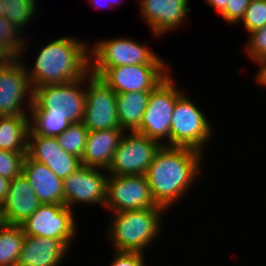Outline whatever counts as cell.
I'll use <instances>...</instances> for the list:
<instances>
[{"label":"cell","instance_id":"obj_1","mask_svg":"<svg viewBox=\"0 0 266 266\" xmlns=\"http://www.w3.org/2000/svg\"><path fill=\"white\" fill-rule=\"evenodd\" d=\"M203 155L187 147L163 145L160 148L145 174L157 205L168 210L187 195L195 179L202 174Z\"/></svg>","mask_w":266,"mask_h":266},{"label":"cell","instance_id":"obj_2","mask_svg":"<svg viewBox=\"0 0 266 266\" xmlns=\"http://www.w3.org/2000/svg\"><path fill=\"white\" fill-rule=\"evenodd\" d=\"M78 38L59 37L43 46L34 67L26 66L32 87L69 83L90 72V47Z\"/></svg>","mask_w":266,"mask_h":266},{"label":"cell","instance_id":"obj_3","mask_svg":"<svg viewBox=\"0 0 266 266\" xmlns=\"http://www.w3.org/2000/svg\"><path fill=\"white\" fill-rule=\"evenodd\" d=\"M163 207L114 212L107 234L114 251L144 253L161 231Z\"/></svg>","mask_w":266,"mask_h":266},{"label":"cell","instance_id":"obj_4","mask_svg":"<svg viewBox=\"0 0 266 266\" xmlns=\"http://www.w3.org/2000/svg\"><path fill=\"white\" fill-rule=\"evenodd\" d=\"M84 83L85 77L69 83L32 87V106L28 115L57 116L72 123L82 122L86 102Z\"/></svg>","mask_w":266,"mask_h":266},{"label":"cell","instance_id":"obj_5","mask_svg":"<svg viewBox=\"0 0 266 266\" xmlns=\"http://www.w3.org/2000/svg\"><path fill=\"white\" fill-rule=\"evenodd\" d=\"M175 84V81L169 74L151 90L140 126L134 131L169 147L170 126L175 103L184 93Z\"/></svg>","mask_w":266,"mask_h":266},{"label":"cell","instance_id":"obj_6","mask_svg":"<svg viewBox=\"0 0 266 266\" xmlns=\"http://www.w3.org/2000/svg\"><path fill=\"white\" fill-rule=\"evenodd\" d=\"M211 125L206 114L183 93L176 100L172 115L170 147L192 148L204 154V148L213 134Z\"/></svg>","mask_w":266,"mask_h":266},{"label":"cell","instance_id":"obj_7","mask_svg":"<svg viewBox=\"0 0 266 266\" xmlns=\"http://www.w3.org/2000/svg\"><path fill=\"white\" fill-rule=\"evenodd\" d=\"M168 64H138L116 67H90L116 94L151 91L169 74Z\"/></svg>","mask_w":266,"mask_h":266},{"label":"cell","instance_id":"obj_8","mask_svg":"<svg viewBox=\"0 0 266 266\" xmlns=\"http://www.w3.org/2000/svg\"><path fill=\"white\" fill-rule=\"evenodd\" d=\"M132 38H110L93 43L90 50V67H116L138 64H167L147 45Z\"/></svg>","mask_w":266,"mask_h":266},{"label":"cell","instance_id":"obj_9","mask_svg":"<svg viewBox=\"0 0 266 266\" xmlns=\"http://www.w3.org/2000/svg\"><path fill=\"white\" fill-rule=\"evenodd\" d=\"M162 143L137 132L123 134L113 154L109 175H145Z\"/></svg>","mask_w":266,"mask_h":266},{"label":"cell","instance_id":"obj_10","mask_svg":"<svg viewBox=\"0 0 266 266\" xmlns=\"http://www.w3.org/2000/svg\"><path fill=\"white\" fill-rule=\"evenodd\" d=\"M73 214L63 204H41L20 226L25 236L60 239L71 249V241L78 232Z\"/></svg>","mask_w":266,"mask_h":266},{"label":"cell","instance_id":"obj_11","mask_svg":"<svg viewBox=\"0 0 266 266\" xmlns=\"http://www.w3.org/2000/svg\"><path fill=\"white\" fill-rule=\"evenodd\" d=\"M21 58L13 57L0 66V116L27 115L25 103L30 112L33 88Z\"/></svg>","mask_w":266,"mask_h":266},{"label":"cell","instance_id":"obj_12","mask_svg":"<svg viewBox=\"0 0 266 266\" xmlns=\"http://www.w3.org/2000/svg\"><path fill=\"white\" fill-rule=\"evenodd\" d=\"M85 83L84 126L89 131L120 128L116 93L90 72L85 76Z\"/></svg>","mask_w":266,"mask_h":266},{"label":"cell","instance_id":"obj_13","mask_svg":"<svg viewBox=\"0 0 266 266\" xmlns=\"http://www.w3.org/2000/svg\"><path fill=\"white\" fill-rule=\"evenodd\" d=\"M162 207L154 201L145 175H108L105 207L112 213Z\"/></svg>","mask_w":266,"mask_h":266},{"label":"cell","instance_id":"obj_14","mask_svg":"<svg viewBox=\"0 0 266 266\" xmlns=\"http://www.w3.org/2000/svg\"><path fill=\"white\" fill-rule=\"evenodd\" d=\"M107 179L105 169L82 165L63 180L64 205L71 210L77 203L105 206Z\"/></svg>","mask_w":266,"mask_h":266},{"label":"cell","instance_id":"obj_15","mask_svg":"<svg viewBox=\"0 0 266 266\" xmlns=\"http://www.w3.org/2000/svg\"><path fill=\"white\" fill-rule=\"evenodd\" d=\"M26 155L46 165L62 180L82 166L81 159L63 150L52 136L28 135Z\"/></svg>","mask_w":266,"mask_h":266},{"label":"cell","instance_id":"obj_16","mask_svg":"<svg viewBox=\"0 0 266 266\" xmlns=\"http://www.w3.org/2000/svg\"><path fill=\"white\" fill-rule=\"evenodd\" d=\"M189 0H139L144 22L148 23L151 33L161 37L184 23L191 11Z\"/></svg>","mask_w":266,"mask_h":266},{"label":"cell","instance_id":"obj_17","mask_svg":"<svg viewBox=\"0 0 266 266\" xmlns=\"http://www.w3.org/2000/svg\"><path fill=\"white\" fill-rule=\"evenodd\" d=\"M69 249L60 239L25 236L16 266H60Z\"/></svg>","mask_w":266,"mask_h":266},{"label":"cell","instance_id":"obj_18","mask_svg":"<svg viewBox=\"0 0 266 266\" xmlns=\"http://www.w3.org/2000/svg\"><path fill=\"white\" fill-rule=\"evenodd\" d=\"M2 203L10 225H20L42 204L23 173L11 180L8 194Z\"/></svg>","mask_w":266,"mask_h":266},{"label":"cell","instance_id":"obj_19","mask_svg":"<svg viewBox=\"0 0 266 266\" xmlns=\"http://www.w3.org/2000/svg\"><path fill=\"white\" fill-rule=\"evenodd\" d=\"M22 173L28 179L42 204L64 205L63 180L46 165L26 155Z\"/></svg>","mask_w":266,"mask_h":266},{"label":"cell","instance_id":"obj_20","mask_svg":"<svg viewBox=\"0 0 266 266\" xmlns=\"http://www.w3.org/2000/svg\"><path fill=\"white\" fill-rule=\"evenodd\" d=\"M124 133L121 128L89 131L81 164L107 170Z\"/></svg>","mask_w":266,"mask_h":266},{"label":"cell","instance_id":"obj_21","mask_svg":"<svg viewBox=\"0 0 266 266\" xmlns=\"http://www.w3.org/2000/svg\"><path fill=\"white\" fill-rule=\"evenodd\" d=\"M151 91L123 92L116 94L120 128L135 131L141 123Z\"/></svg>","mask_w":266,"mask_h":266},{"label":"cell","instance_id":"obj_22","mask_svg":"<svg viewBox=\"0 0 266 266\" xmlns=\"http://www.w3.org/2000/svg\"><path fill=\"white\" fill-rule=\"evenodd\" d=\"M30 117L0 116V150L27 152Z\"/></svg>","mask_w":266,"mask_h":266},{"label":"cell","instance_id":"obj_23","mask_svg":"<svg viewBox=\"0 0 266 266\" xmlns=\"http://www.w3.org/2000/svg\"><path fill=\"white\" fill-rule=\"evenodd\" d=\"M24 238L20 225L8 224L0 231V266H16Z\"/></svg>","mask_w":266,"mask_h":266},{"label":"cell","instance_id":"obj_24","mask_svg":"<svg viewBox=\"0 0 266 266\" xmlns=\"http://www.w3.org/2000/svg\"><path fill=\"white\" fill-rule=\"evenodd\" d=\"M3 2L4 16L21 31L32 22L37 13L36 0H3Z\"/></svg>","mask_w":266,"mask_h":266},{"label":"cell","instance_id":"obj_25","mask_svg":"<svg viewBox=\"0 0 266 266\" xmlns=\"http://www.w3.org/2000/svg\"><path fill=\"white\" fill-rule=\"evenodd\" d=\"M88 132L83 122L72 123L56 139L63 150L81 159Z\"/></svg>","mask_w":266,"mask_h":266},{"label":"cell","instance_id":"obj_26","mask_svg":"<svg viewBox=\"0 0 266 266\" xmlns=\"http://www.w3.org/2000/svg\"><path fill=\"white\" fill-rule=\"evenodd\" d=\"M21 32V33H20ZM26 40V41H25ZM27 39L22 36V31L4 17H0V46L12 57H20L27 49ZM25 46V47H24Z\"/></svg>","mask_w":266,"mask_h":266},{"label":"cell","instance_id":"obj_27","mask_svg":"<svg viewBox=\"0 0 266 266\" xmlns=\"http://www.w3.org/2000/svg\"><path fill=\"white\" fill-rule=\"evenodd\" d=\"M28 135H41L56 137L66 130L72 122L64 117L57 116H31Z\"/></svg>","mask_w":266,"mask_h":266},{"label":"cell","instance_id":"obj_28","mask_svg":"<svg viewBox=\"0 0 266 266\" xmlns=\"http://www.w3.org/2000/svg\"><path fill=\"white\" fill-rule=\"evenodd\" d=\"M240 22L248 33L263 28L266 25V0L250 1Z\"/></svg>","mask_w":266,"mask_h":266},{"label":"cell","instance_id":"obj_29","mask_svg":"<svg viewBox=\"0 0 266 266\" xmlns=\"http://www.w3.org/2000/svg\"><path fill=\"white\" fill-rule=\"evenodd\" d=\"M26 154L27 152L0 150V176L12 180L21 175Z\"/></svg>","mask_w":266,"mask_h":266},{"label":"cell","instance_id":"obj_30","mask_svg":"<svg viewBox=\"0 0 266 266\" xmlns=\"http://www.w3.org/2000/svg\"><path fill=\"white\" fill-rule=\"evenodd\" d=\"M249 35L245 46L246 55L251 61L266 58V25L250 32Z\"/></svg>","mask_w":266,"mask_h":266},{"label":"cell","instance_id":"obj_31","mask_svg":"<svg viewBox=\"0 0 266 266\" xmlns=\"http://www.w3.org/2000/svg\"><path fill=\"white\" fill-rule=\"evenodd\" d=\"M249 4L250 0H228L226 8L220 14L228 24L237 25L243 18Z\"/></svg>","mask_w":266,"mask_h":266},{"label":"cell","instance_id":"obj_32","mask_svg":"<svg viewBox=\"0 0 266 266\" xmlns=\"http://www.w3.org/2000/svg\"><path fill=\"white\" fill-rule=\"evenodd\" d=\"M110 266H145L143 253L114 251Z\"/></svg>","mask_w":266,"mask_h":266},{"label":"cell","instance_id":"obj_33","mask_svg":"<svg viewBox=\"0 0 266 266\" xmlns=\"http://www.w3.org/2000/svg\"><path fill=\"white\" fill-rule=\"evenodd\" d=\"M254 62L259 67L258 72H256L257 76L255 79L258 81L257 83L266 87V58L258 59Z\"/></svg>","mask_w":266,"mask_h":266},{"label":"cell","instance_id":"obj_34","mask_svg":"<svg viewBox=\"0 0 266 266\" xmlns=\"http://www.w3.org/2000/svg\"><path fill=\"white\" fill-rule=\"evenodd\" d=\"M10 179L0 176V202H3L8 194Z\"/></svg>","mask_w":266,"mask_h":266},{"label":"cell","instance_id":"obj_35","mask_svg":"<svg viewBox=\"0 0 266 266\" xmlns=\"http://www.w3.org/2000/svg\"><path fill=\"white\" fill-rule=\"evenodd\" d=\"M91 4H93V7L95 6V8H103V7H111L114 10V6H116L117 4L119 5L120 2H122L123 0H90ZM106 2V4H105Z\"/></svg>","mask_w":266,"mask_h":266},{"label":"cell","instance_id":"obj_36","mask_svg":"<svg viewBox=\"0 0 266 266\" xmlns=\"http://www.w3.org/2000/svg\"><path fill=\"white\" fill-rule=\"evenodd\" d=\"M207 5L221 13L227 6L228 0H205Z\"/></svg>","mask_w":266,"mask_h":266},{"label":"cell","instance_id":"obj_37","mask_svg":"<svg viewBox=\"0 0 266 266\" xmlns=\"http://www.w3.org/2000/svg\"><path fill=\"white\" fill-rule=\"evenodd\" d=\"M11 58L13 57L0 46V66L6 64Z\"/></svg>","mask_w":266,"mask_h":266},{"label":"cell","instance_id":"obj_38","mask_svg":"<svg viewBox=\"0 0 266 266\" xmlns=\"http://www.w3.org/2000/svg\"><path fill=\"white\" fill-rule=\"evenodd\" d=\"M8 225V222L5 217L3 203L0 202V231Z\"/></svg>","mask_w":266,"mask_h":266},{"label":"cell","instance_id":"obj_39","mask_svg":"<svg viewBox=\"0 0 266 266\" xmlns=\"http://www.w3.org/2000/svg\"><path fill=\"white\" fill-rule=\"evenodd\" d=\"M4 7H5V4L3 0H0V17H4Z\"/></svg>","mask_w":266,"mask_h":266}]
</instances>
